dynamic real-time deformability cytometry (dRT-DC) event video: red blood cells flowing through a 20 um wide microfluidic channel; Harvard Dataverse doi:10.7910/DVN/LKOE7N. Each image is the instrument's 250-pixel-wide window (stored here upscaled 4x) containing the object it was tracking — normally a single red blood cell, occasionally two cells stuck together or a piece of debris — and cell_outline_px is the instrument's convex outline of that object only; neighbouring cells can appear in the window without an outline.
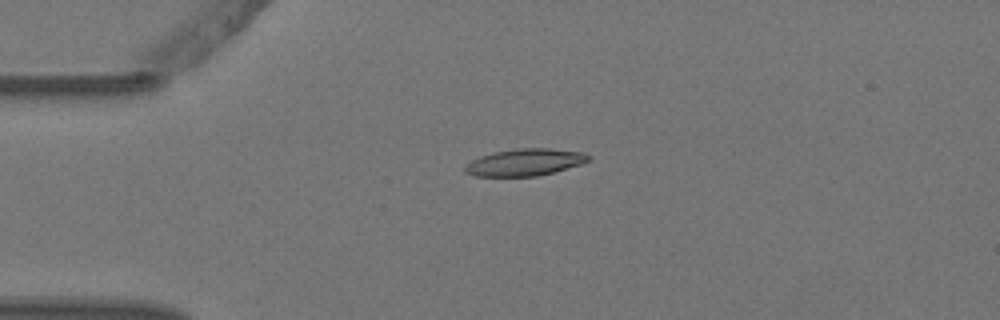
{"species": "Egyptian fruit bat (a non-hibernating species)", "species_latin": "Rousettus aegyptiacus", "temperature_condition": "warm", "stored_images_in_passage": 2, "camera_frame_rate_fps": 3000, "um_per_image_px": 0.085, "animal": {"sex": "female"}, "frame": {"image": 1, "passage_image": 1, "time_ms": 0.0, "image_size_px": [1000, 320], "cell_outline_px": [[588, 160], [580, 164], [552, 172], [536, 176], [472, 176], [464, 172], [464, 168], [472, 160], [480, 156], [492, 152], [516, 148], [548, 148], [584, 152], [588, 156]], "centroid_in_image_um": [44.56, 13.79], "position_along_channel_um": 40.4, "area_um2": 19.25}}